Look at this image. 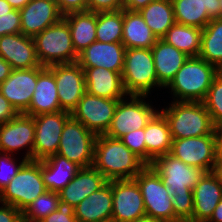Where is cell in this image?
<instances>
[{
  "label": "cell",
  "instance_id": "obj_1",
  "mask_svg": "<svg viewBox=\"0 0 222 222\" xmlns=\"http://www.w3.org/2000/svg\"><path fill=\"white\" fill-rule=\"evenodd\" d=\"M93 166L108 180L133 179L146 164L120 139L96 136Z\"/></svg>",
  "mask_w": 222,
  "mask_h": 222
},
{
  "label": "cell",
  "instance_id": "obj_2",
  "mask_svg": "<svg viewBox=\"0 0 222 222\" xmlns=\"http://www.w3.org/2000/svg\"><path fill=\"white\" fill-rule=\"evenodd\" d=\"M220 70L199 57H189L165 88L174 101L203 102ZM176 98V99H175Z\"/></svg>",
  "mask_w": 222,
  "mask_h": 222
},
{
  "label": "cell",
  "instance_id": "obj_3",
  "mask_svg": "<svg viewBox=\"0 0 222 222\" xmlns=\"http://www.w3.org/2000/svg\"><path fill=\"white\" fill-rule=\"evenodd\" d=\"M159 112L167 120L172 139L205 136L216 129L203 102L172 101Z\"/></svg>",
  "mask_w": 222,
  "mask_h": 222
},
{
  "label": "cell",
  "instance_id": "obj_4",
  "mask_svg": "<svg viewBox=\"0 0 222 222\" xmlns=\"http://www.w3.org/2000/svg\"><path fill=\"white\" fill-rule=\"evenodd\" d=\"M36 55L43 67L56 64L75 63L78 60L67 22H59L47 27L34 37Z\"/></svg>",
  "mask_w": 222,
  "mask_h": 222
},
{
  "label": "cell",
  "instance_id": "obj_5",
  "mask_svg": "<svg viewBox=\"0 0 222 222\" xmlns=\"http://www.w3.org/2000/svg\"><path fill=\"white\" fill-rule=\"evenodd\" d=\"M122 81L128 96H149L158 84L151 49L129 48L125 50Z\"/></svg>",
  "mask_w": 222,
  "mask_h": 222
},
{
  "label": "cell",
  "instance_id": "obj_6",
  "mask_svg": "<svg viewBox=\"0 0 222 222\" xmlns=\"http://www.w3.org/2000/svg\"><path fill=\"white\" fill-rule=\"evenodd\" d=\"M45 191L47 189L42 178V160H27L0 192V203L12 205L23 212Z\"/></svg>",
  "mask_w": 222,
  "mask_h": 222
},
{
  "label": "cell",
  "instance_id": "obj_7",
  "mask_svg": "<svg viewBox=\"0 0 222 222\" xmlns=\"http://www.w3.org/2000/svg\"><path fill=\"white\" fill-rule=\"evenodd\" d=\"M133 179L141 190L146 215L162 222H180L174 215L172 196L150 165H146Z\"/></svg>",
  "mask_w": 222,
  "mask_h": 222
},
{
  "label": "cell",
  "instance_id": "obj_8",
  "mask_svg": "<svg viewBox=\"0 0 222 222\" xmlns=\"http://www.w3.org/2000/svg\"><path fill=\"white\" fill-rule=\"evenodd\" d=\"M147 97L130 95L128 97L130 98L129 102L127 98L119 100L111 125L105 135L114 139H120L130 131L145 128L159 112V110H154L152 105L144 100Z\"/></svg>",
  "mask_w": 222,
  "mask_h": 222
},
{
  "label": "cell",
  "instance_id": "obj_9",
  "mask_svg": "<svg viewBox=\"0 0 222 222\" xmlns=\"http://www.w3.org/2000/svg\"><path fill=\"white\" fill-rule=\"evenodd\" d=\"M95 140L96 135L71 116L63 127L57 154L81 168L92 166Z\"/></svg>",
  "mask_w": 222,
  "mask_h": 222
},
{
  "label": "cell",
  "instance_id": "obj_10",
  "mask_svg": "<svg viewBox=\"0 0 222 222\" xmlns=\"http://www.w3.org/2000/svg\"><path fill=\"white\" fill-rule=\"evenodd\" d=\"M150 166L160 176L170 196L181 192H192L206 173L201 168L186 165L170 153L157 157Z\"/></svg>",
  "mask_w": 222,
  "mask_h": 222
},
{
  "label": "cell",
  "instance_id": "obj_11",
  "mask_svg": "<svg viewBox=\"0 0 222 222\" xmlns=\"http://www.w3.org/2000/svg\"><path fill=\"white\" fill-rule=\"evenodd\" d=\"M170 154L186 165L213 172L217 160L216 129L205 136L173 139Z\"/></svg>",
  "mask_w": 222,
  "mask_h": 222
},
{
  "label": "cell",
  "instance_id": "obj_12",
  "mask_svg": "<svg viewBox=\"0 0 222 222\" xmlns=\"http://www.w3.org/2000/svg\"><path fill=\"white\" fill-rule=\"evenodd\" d=\"M118 99H106L85 92L71 116L96 136L105 135L115 113Z\"/></svg>",
  "mask_w": 222,
  "mask_h": 222
},
{
  "label": "cell",
  "instance_id": "obj_13",
  "mask_svg": "<svg viewBox=\"0 0 222 222\" xmlns=\"http://www.w3.org/2000/svg\"><path fill=\"white\" fill-rule=\"evenodd\" d=\"M71 113L61 110L56 113L33 116L35 137L32 160H43L57 154L61 133Z\"/></svg>",
  "mask_w": 222,
  "mask_h": 222
},
{
  "label": "cell",
  "instance_id": "obj_14",
  "mask_svg": "<svg viewBox=\"0 0 222 222\" xmlns=\"http://www.w3.org/2000/svg\"><path fill=\"white\" fill-rule=\"evenodd\" d=\"M47 68L55 76L60 108L71 113L86 92L84 70L77 62Z\"/></svg>",
  "mask_w": 222,
  "mask_h": 222
},
{
  "label": "cell",
  "instance_id": "obj_15",
  "mask_svg": "<svg viewBox=\"0 0 222 222\" xmlns=\"http://www.w3.org/2000/svg\"><path fill=\"white\" fill-rule=\"evenodd\" d=\"M111 222H132L146 215L141 190L134 179L111 180Z\"/></svg>",
  "mask_w": 222,
  "mask_h": 222
},
{
  "label": "cell",
  "instance_id": "obj_16",
  "mask_svg": "<svg viewBox=\"0 0 222 222\" xmlns=\"http://www.w3.org/2000/svg\"><path fill=\"white\" fill-rule=\"evenodd\" d=\"M33 116L24 113L17 114L13 119L0 124V152L13 154L21 148L27 149L24 158L32 160L35 137ZM28 147V148H27Z\"/></svg>",
  "mask_w": 222,
  "mask_h": 222
},
{
  "label": "cell",
  "instance_id": "obj_17",
  "mask_svg": "<svg viewBox=\"0 0 222 222\" xmlns=\"http://www.w3.org/2000/svg\"><path fill=\"white\" fill-rule=\"evenodd\" d=\"M45 68L13 69L10 76L0 84V92L18 114L28 110L37 84V76Z\"/></svg>",
  "mask_w": 222,
  "mask_h": 222
},
{
  "label": "cell",
  "instance_id": "obj_18",
  "mask_svg": "<svg viewBox=\"0 0 222 222\" xmlns=\"http://www.w3.org/2000/svg\"><path fill=\"white\" fill-rule=\"evenodd\" d=\"M125 50L122 42L95 41L78 54L77 63L82 68L102 67L122 73Z\"/></svg>",
  "mask_w": 222,
  "mask_h": 222
},
{
  "label": "cell",
  "instance_id": "obj_19",
  "mask_svg": "<svg viewBox=\"0 0 222 222\" xmlns=\"http://www.w3.org/2000/svg\"><path fill=\"white\" fill-rule=\"evenodd\" d=\"M175 23L203 29L221 18L220 0H171Z\"/></svg>",
  "mask_w": 222,
  "mask_h": 222
},
{
  "label": "cell",
  "instance_id": "obj_20",
  "mask_svg": "<svg viewBox=\"0 0 222 222\" xmlns=\"http://www.w3.org/2000/svg\"><path fill=\"white\" fill-rule=\"evenodd\" d=\"M21 33L30 37L41 33L63 18L55 0H31L20 9Z\"/></svg>",
  "mask_w": 222,
  "mask_h": 222
},
{
  "label": "cell",
  "instance_id": "obj_21",
  "mask_svg": "<svg viewBox=\"0 0 222 222\" xmlns=\"http://www.w3.org/2000/svg\"><path fill=\"white\" fill-rule=\"evenodd\" d=\"M0 57L5 59L12 69L43 67L37 59L33 37L22 33L0 37Z\"/></svg>",
  "mask_w": 222,
  "mask_h": 222
},
{
  "label": "cell",
  "instance_id": "obj_22",
  "mask_svg": "<svg viewBox=\"0 0 222 222\" xmlns=\"http://www.w3.org/2000/svg\"><path fill=\"white\" fill-rule=\"evenodd\" d=\"M192 192V222H207L222 199L220 179L214 172L205 173Z\"/></svg>",
  "mask_w": 222,
  "mask_h": 222
},
{
  "label": "cell",
  "instance_id": "obj_23",
  "mask_svg": "<svg viewBox=\"0 0 222 222\" xmlns=\"http://www.w3.org/2000/svg\"><path fill=\"white\" fill-rule=\"evenodd\" d=\"M108 180L92 165L80 168L71 182L59 193L61 201L74 208L93 192L100 190Z\"/></svg>",
  "mask_w": 222,
  "mask_h": 222
},
{
  "label": "cell",
  "instance_id": "obj_24",
  "mask_svg": "<svg viewBox=\"0 0 222 222\" xmlns=\"http://www.w3.org/2000/svg\"><path fill=\"white\" fill-rule=\"evenodd\" d=\"M84 70L86 92L106 99L126 98L122 73L102 67L82 68Z\"/></svg>",
  "mask_w": 222,
  "mask_h": 222
},
{
  "label": "cell",
  "instance_id": "obj_25",
  "mask_svg": "<svg viewBox=\"0 0 222 222\" xmlns=\"http://www.w3.org/2000/svg\"><path fill=\"white\" fill-rule=\"evenodd\" d=\"M113 194L111 180L93 192L74 208L77 222H111Z\"/></svg>",
  "mask_w": 222,
  "mask_h": 222
},
{
  "label": "cell",
  "instance_id": "obj_26",
  "mask_svg": "<svg viewBox=\"0 0 222 222\" xmlns=\"http://www.w3.org/2000/svg\"><path fill=\"white\" fill-rule=\"evenodd\" d=\"M54 74L46 67L38 76L37 84L28 110L29 116L61 111Z\"/></svg>",
  "mask_w": 222,
  "mask_h": 222
},
{
  "label": "cell",
  "instance_id": "obj_27",
  "mask_svg": "<svg viewBox=\"0 0 222 222\" xmlns=\"http://www.w3.org/2000/svg\"><path fill=\"white\" fill-rule=\"evenodd\" d=\"M151 52L154 59L158 84L161 88L166 87L170 83L178 70L189 58L188 55L174 46L167 44L162 39L156 41L151 48Z\"/></svg>",
  "mask_w": 222,
  "mask_h": 222
},
{
  "label": "cell",
  "instance_id": "obj_28",
  "mask_svg": "<svg viewBox=\"0 0 222 222\" xmlns=\"http://www.w3.org/2000/svg\"><path fill=\"white\" fill-rule=\"evenodd\" d=\"M80 166L58 154L42 160V178L47 190L60 192L80 170Z\"/></svg>",
  "mask_w": 222,
  "mask_h": 222
},
{
  "label": "cell",
  "instance_id": "obj_29",
  "mask_svg": "<svg viewBox=\"0 0 222 222\" xmlns=\"http://www.w3.org/2000/svg\"><path fill=\"white\" fill-rule=\"evenodd\" d=\"M146 145V165L154 159L170 153L172 136L165 117L158 112L144 128Z\"/></svg>",
  "mask_w": 222,
  "mask_h": 222
},
{
  "label": "cell",
  "instance_id": "obj_30",
  "mask_svg": "<svg viewBox=\"0 0 222 222\" xmlns=\"http://www.w3.org/2000/svg\"><path fill=\"white\" fill-rule=\"evenodd\" d=\"M157 40V37L146 25L138 11L123 9V36L121 42L126 49H151Z\"/></svg>",
  "mask_w": 222,
  "mask_h": 222
},
{
  "label": "cell",
  "instance_id": "obj_31",
  "mask_svg": "<svg viewBox=\"0 0 222 222\" xmlns=\"http://www.w3.org/2000/svg\"><path fill=\"white\" fill-rule=\"evenodd\" d=\"M67 22L77 54L96 41L97 13L91 11L70 12L63 15Z\"/></svg>",
  "mask_w": 222,
  "mask_h": 222
},
{
  "label": "cell",
  "instance_id": "obj_32",
  "mask_svg": "<svg viewBox=\"0 0 222 222\" xmlns=\"http://www.w3.org/2000/svg\"><path fill=\"white\" fill-rule=\"evenodd\" d=\"M157 39H162L175 23L171 0H155L138 11Z\"/></svg>",
  "mask_w": 222,
  "mask_h": 222
},
{
  "label": "cell",
  "instance_id": "obj_33",
  "mask_svg": "<svg viewBox=\"0 0 222 222\" xmlns=\"http://www.w3.org/2000/svg\"><path fill=\"white\" fill-rule=\"evenodd\" d=\"M202 30L197 27L174 23L162 40L189 57H198L201 50Z\"/></svg>",
  "mask_w": 222,
  "mask_h": 222
},
{
  "label": "cell",
  "instance_id": "obj_34",
  "mask_svg": "<svg viewBox=\"0 0 222 222\" xmlns=\"http://www.w3.org/2000/svg\"><path fill=\"white\" fill-rule=\"evenodd\" d=\"M198 57L222 71V18L211 19L203 28Z\"/></svg>",
  "mask_w": 222,
  "mask_h": 222
},
{
  "label": "cell",
  "instance_id": "obj_35",
  "mask_svg": "<svg viewBox=\"0 0 222 222\" xmlns=\"http://www.w3.org/2000/svg\"><path fill=\"white\" fill-rule=\"evenodd\" d=\"M123 36V9L97 12L96 41L121 42Z\"/></svg>",
  "mask_w": 222,
  "mask_h": 222
},
{
  "label": "cell",
  "instance_id": "obj_36",
  "mask_svg": "<svg viewBox=\"0 0 222 222\" xmlns=\"http://www.w3.org/2000/svg\"><path fill=\"white\" fill-rule=\"evenodd\" d=\"M58 192L45 191L22 212L24 222H39L58 208Z\"/></svg>",
  "mask_w": 222,
  "mask_h": 222
},
{
  "label": "cell",
  "instance_id": "obj_37",
  "mask_svg": "<svg viewBox=\"0 0 222 222\" xmlns=\"http://www.w3.org/2000/svg\"><path fill=\"white\" fill-rule=\"evenodd\" d=\"M203 104L215 128L222 127V71L214 78Z\"/></svg>",
  "mask_w": 222,
  "mask_h": 222
},
{
  "label": "cell",
  "instance_id": "obj_38",
  "mask_svg": "<svg viewBox=\"0 0 222 222\" xmlns=\"http://www.w3.org/2000/svg\"><path fill=\"white\" fill-rule=\"evenodd\" d=\"M172 206L174 215L180 222H192L193 192L173 194Z\"/></svg>",
  "mask_w": 222,
  "mask_h": 222
},
{
  "label": "cell",
  "instance_id": "obj_39",
  "mask_svg": "<svg viewBox=\"0 0 222 222\" xmlns=\"http://www.w3.org/2000/svg\"><path fill=\"white\" fill-rule=\"evenodd\" d=\"M13 156L14 154L0 152V192L10 183L22 165L27 161L23 157L22 162L17 164Z\"/></svg>",
  "mask_w": 222,
  "mask_h": 222
},
{
  "label": "cell",
  "instance_id": "obj_40",
  "mask_svg": "<svg viewBox=\"0 0 222 222\" xmlns=\"http://www.w3.org/2000/svg\"><path fill=\"white\" fill-rule=\"evenodd\" d=\"M144 128L126 133L120 140L146 164V145Z\"/></svg>",
  "mask_w": 222,
  "mask_h": 222
},
{
  "label": "cell",
  "instance_id": "obj_41",
  "mask_svg": "<svg viewBox=\"0 0 222 222\" xmlns=\"http://www.w3.org/2000/svg\"><path fill=\"white\" fill-rule=\"evenodd\" d=\"M17 33H21L20 11L13 9L7 14L0 15V37Z\"/></svg>",
  "mask_w": 222,
  "mask_h": 222
},
{
  "label": "cell",
  "instance_id": "obj_42",
  "mask_svg": "<svg viewBox=\"0 0 222 222\" xmlns=\"http://www.w3.org/2000/svg\"><path fill=\"white\" fill-rule=\"evenodd\" d=\"M39 222H77V219L74 216V207L60 200L57 210Z\"/></svg>",
  "mask_w": 222,
  "mask_h": 222
},
{
  "label": "cell",
  "instance_id": "obj_43",
  "mask_svg": "<svg viewBox=\"0 0 222 222\" xmlns=\"http://www.w3.org/2000/svg\"><path fill=\"white\" fill-rule=\"evenodd\" d=\"M123 9V0H87V11L108 12Z\"/></svg>",
  "mask_w": 222,
  "mask_h": 222
},
{
  "label": "cell",
  "instance_id": "obj_44",
  "mask_svg": "<svg viewBox=\"0 0 222 222\" xmlns=\"http://www.w3.org/2000/svg\"><path fill=\"white\" fill-rule=\"evenodd\" d=\"M55 2L63 15L70 12L87 11V0H55Z\"/></svg>",
  "mask_w": 222,
  "mask_h": 222
},
{
  "label": "cell",
  "instance_id": "obj_45",
  "mask_svg": "<svg viewBox=\"0 0 222 222\" xmlns=\"http://www.w3.org/2000/svg\"><path fill=\"white\" fill-rule=\"evenodd\" d=\"M3 205V206H2ZM0 206V222H22V212L9 204Z\"/></svg>",
  "mask_w": 222,
  "mask_h": 222
},
{
  "label": "cell",
  "instance_id": "obj_46",
  "mask_svg": "<svg viewBox=\"0 0 222 222\" xmlns=\"http://www.w3.org/2000/svg\"><path fill=\"white\" fill-rule=\"evenodd\" d=\"M17 111L0 92V124H4L17 115Z\"/></svg>",
  "mask_w": 222,
  "mask_h": 222
},
{
  "label": "cell",
  "instance_id": "obj_47",
  "mask_svg": "<svg viewBox=\"0 0 222 222\" xmlns=\"http://www.w3.org/2000/svg\"><path fill=\"white\" fill-rule=\"evenodd\" d=\"M155 0H123V9L128 11H139Z\"/></svg>",
  "mask_w": 222,
  "mask_h": 222
},
{
  "label": "cell",
  "instance_id": "obj_48",
  "mask_svg": "<svg viewBox=\"0 0 222 222\" xmlns=\"http://www.w3.org/2000/svg\"><path fill=\"white\" fill-rule=\"evenodd\" d=\"M11 65L2 57H0V84L3 83L12 72Z\"/></svg>",
  "mask_w": 222,
  "mask_h": 222
},
{
  "label": "cell",
  "instance_id": "obj_49",
  "mask_svg": "<svg viewBox=\"0 0 222 222\" xmlns=\"http://www.w3.org/2000/svg\"><path fill=\"white\" fill-rule=\"evenodd\" d=\"M207 222H222V199L214 209L212 216Z\"/></svg>",
  "mask_w": 222,
  "mask_h": 222
},
{
  "label": "cell",
  "instance_id": "obj_50",
  "mask_svg": "<svg viewBox=\"0 0 222 222\" xmlns=\"http://www.w3.org/2000/svg\"><path fill=\"white\" fill-rule=\"evenodd\" d=\"M217 159H222V127L216 128Z\"/></svg>",
  "mask_w": 222,
  "mask_h": 222
},
{
  "label": "cell",
  "instance_id": "obj_51",
  "mask_svg": "<svg viewBox=\"0 0 222 222\" xmlns=\"http://www.w3.org/2000/svg\"><path fill=\"white\" fill-rule=\"evenodd\" d=\"M13 9H22L24 8L31 0H6Z\"/></svg>",
  "mask_w": 222,
  "mask_h": 222
},
{
  "label": "cell",
  "instance_id": "obj_52",
  "mask_svg": "<svg viewBox=\"0 0 222 222\" xmlns=\"http://www.w3.org/2000/svg\"><path fill=\"white\" fill-rule=\"evenodd\" d=\"M12 10L13 7L6 0H0V15L7 14Z\"/></svg>",
  "mask_w": 222,
  "mask_h": 222
},
{
  "label": "cell",
  "instance_id": "obj_53",
  "mask_svg": "<svg viewBox=\"0 0 222 222\" xmlns=\"http://www.w3.org/2000/svg\"><path fill=\"white\" fill-rule=\"evenodd\" d=\"M213 172L218 176V178L220 179V182L222 184V159L216 160V165H215V169Z\"/></svg>",
  "mask_w": 222,
  "mask_h": 222
},
{
  "label": "cell",
  "instance_id": "obj_54",
  "mask_svg": "<svg viewBox=\"0 0 222 222\" xmlns=\"http://www.w3.org/2000/svg\"><path fill=\"white\" fill-rule=\"evenodd\" d=\"M132 222H162L158 219H155L153 217H150L148 215H144L142 217H139L138 219L132 221Z\"/></svg>",
  "mask_w": 222,
  "mask_h": 222
},
{
  "label": "cell",
  "instance_id": "obj_55",
  "mask_svg": "<svg viewBox=\"0 0 222 222\" xmlns=\"http://www.w3.org/2000/svg\"><path fill=\"white\" fill-rule=\"evenodd\" d=\"M220 5H221V18H222V0H220Z\"/></svg>",
  "mask_w": 222,
  "mask_h": 222
}]
</instances>
